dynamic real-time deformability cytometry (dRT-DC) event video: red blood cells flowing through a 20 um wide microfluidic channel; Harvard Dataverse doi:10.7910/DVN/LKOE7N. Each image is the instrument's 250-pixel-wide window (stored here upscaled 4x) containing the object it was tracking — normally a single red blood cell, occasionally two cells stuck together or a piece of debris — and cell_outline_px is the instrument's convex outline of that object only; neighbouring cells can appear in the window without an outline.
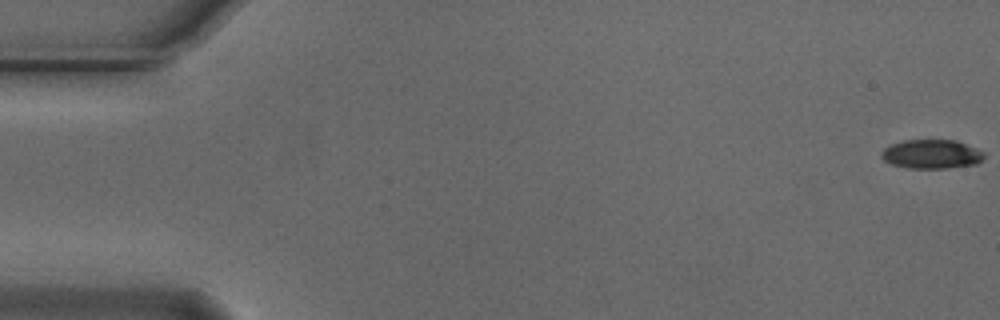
{"species": "Egyptian fruit bat (a non-hibernating species)", "species_latin": "Rousettus aegyptiacus", "temperature_condition": "cold", "stored_images_in_passage": 56, "camera_frame_rate_fps": 3000, "um_per_image_px": 0.085, "animal": {"sex": "male"}, "frame": {"image": 1, "passage_image": 1, "time_ms": 0.0, "image_size_px": [1000, 320], "cell_outline_px": [[984, 156], [976, 164], [948, 168], [908, 168], [892, 164], [884, 160], [880, 156], [880, 152], [884, 148], [892, 144], [904, 140], [956, 140], [976, 148], [984, 152]], "centroid_in_image_um": [79.16, 13.1], "position_along_channel_um": 5.8, "area_um2": 17.34}}
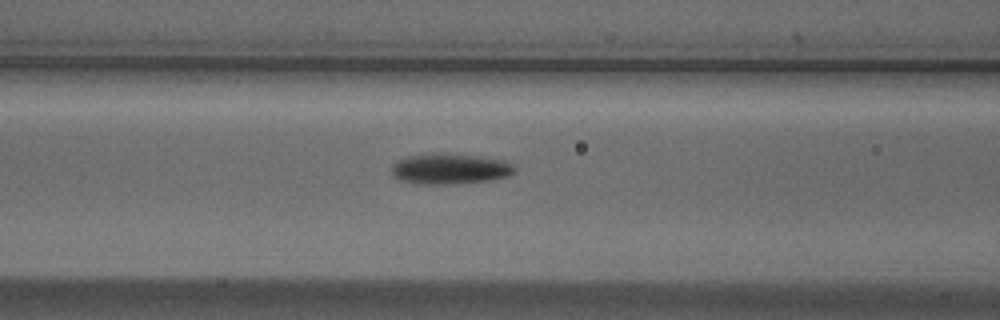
{"frame": {"image": 2, "passage_image": 23, "time_ms": 7.333, "image_size_px": [1000, 320], "cell_outline_px": [[516, 172], [508, 176], [492, 180], [444, 184], [416, 184], [400, 180], [392, 176], [392, 164], [396, 160], [408, 156], [476, 156], [508, 160], [516, 168]], "centroid_in_image_um": [38.28, 14.39], "position_along_channel_um": 128.3, "area_um2": 21.27}}
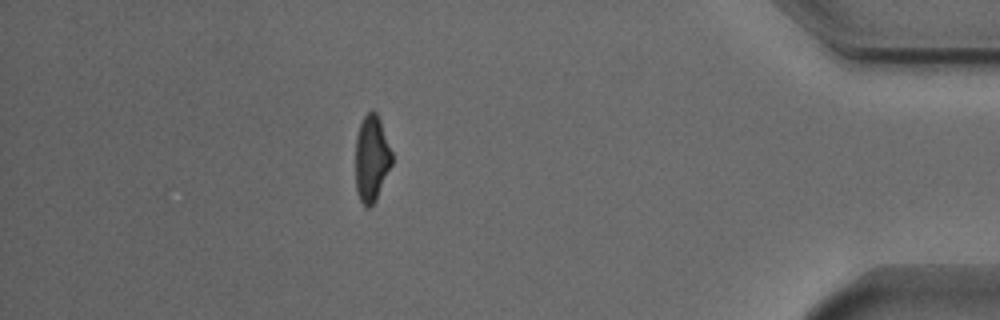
{"frame": {"image": 3, "passage_image": 49, "time_ms": 16.0, "image_size_px": [1000, 320], "cell_outline_px": [[392, 164], [376, 200], [368, 208], [360, 200], [356, 192], [356, 136], [360, 124], [364, 116], [372, 108], [376, 112], [380, 120], [392, 152]], "centroid_in_image_um": [31.59, 13.46], "position_along_channel_um": 403.6, "area_um2": 18.26}, "authors_computed_cell_mechanics": {"area_um2": 19.7965, "velocity_mm_per_s": 3.7334, "shape_relaxation_time_tau1_ms": 2.4808, "shape_relaxation_time_tau2_ms": 2.9857, "deformation_change_tau1": 0.1472, "deformation_change_tau2": 0.1005}}